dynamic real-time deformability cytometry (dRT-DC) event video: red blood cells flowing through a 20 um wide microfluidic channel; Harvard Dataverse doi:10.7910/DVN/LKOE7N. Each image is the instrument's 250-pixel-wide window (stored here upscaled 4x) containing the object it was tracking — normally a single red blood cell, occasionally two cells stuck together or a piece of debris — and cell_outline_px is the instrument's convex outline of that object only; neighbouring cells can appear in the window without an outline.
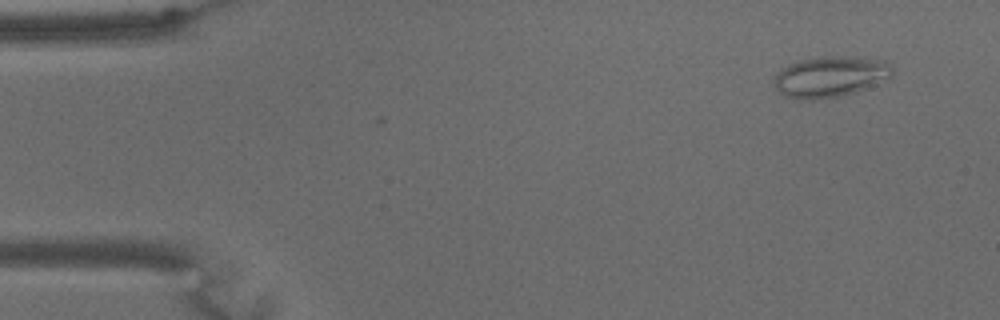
{"species": "common noctule bat (a hibernating species)", "species_latin": "Nyctalus noctula", "temperature_condition": "warm", "stored_images_in_passage": 52, "camera_frame_rate_fps": 3000, "um_per_image_px": 0.085, "animal": {"sex": "male", "body_mass_g": 15.6}, "frame": {"image": 1, "passage_image": 4, "time_ms": 1.0, "image_size_px": [1000, 320], "cell_outline_px": [[892, 76], [864, 88], [852, 92], [836, 96], [812, 100], [796, 100], [784, 96], [772, 84], [772, 80], [776, 72], [788, 64], [800, 60], [828, 56], [848, 56], [884, 60], [892, 68]], "centroid_in_image_um": [70.48, 6.51], "position_along_channel_um": 14.5, "area_um2": 28.03}}
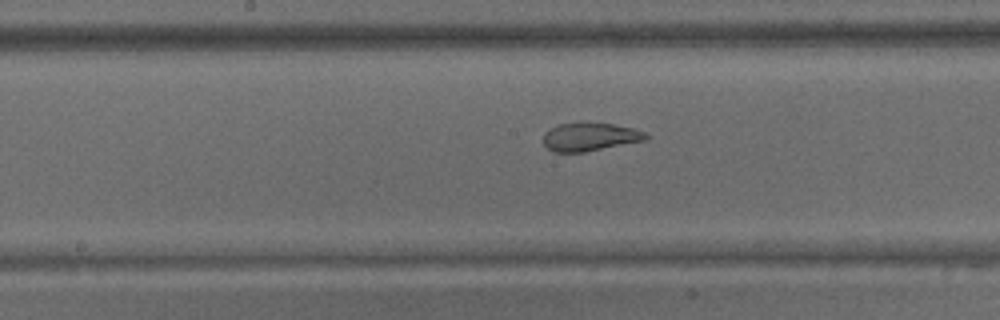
{"frame": {"image": 2, "passage_image": 32, "time_ms": 10.333, "image_size_px": [1000, 320], "cell_outline_px": [[648, 140], [584, 152], [552, 152], [544, 144], [544, 132], [560, 124], [612, 124], [632, 128], [644, 132], [648, 136]], "centroid_in_image_um": [50.16, 11.66], "position_along_channel_um": 198.0, "area_um2": 16.47}}
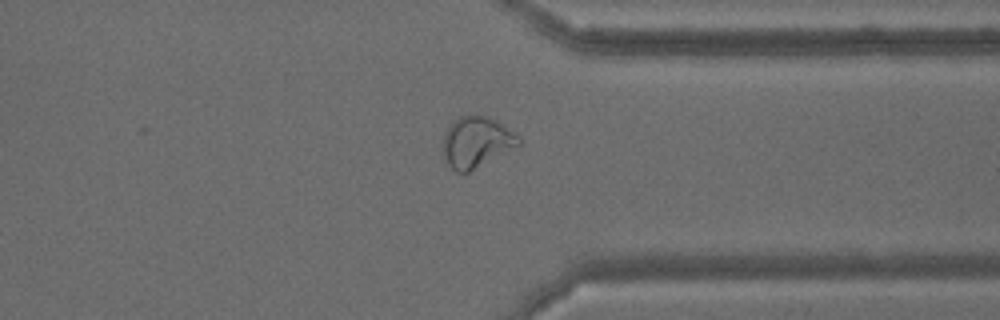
{"frame": {"image": 3, "passage_image": 49, "time_ms": 16.0, "image_size_px": [1000, 320], "cell_outline_px": [[520, 144], [468, 172], [456, 172], [448, 164], [444, 156], [444, 136], [448, 128], [460, 116], [488, 116], [496, 120], [516, 136], [520, 140]], "centroid_in_image_um": [40.47, 12.08], "position_along_channel_um": 370.9, "area_um2": 21.44}, "authors_computed_cell_mechanics": {"area_um2": 20.3456, "velocity_mm_per_s": 3.0899, "shape_relaxation_time_tau1_ms": null, "shape_relaxation_time_tau2_ms": 1.3862, "deformation_change_tau1": null, "deformation_change_tau2": 0.0894}}